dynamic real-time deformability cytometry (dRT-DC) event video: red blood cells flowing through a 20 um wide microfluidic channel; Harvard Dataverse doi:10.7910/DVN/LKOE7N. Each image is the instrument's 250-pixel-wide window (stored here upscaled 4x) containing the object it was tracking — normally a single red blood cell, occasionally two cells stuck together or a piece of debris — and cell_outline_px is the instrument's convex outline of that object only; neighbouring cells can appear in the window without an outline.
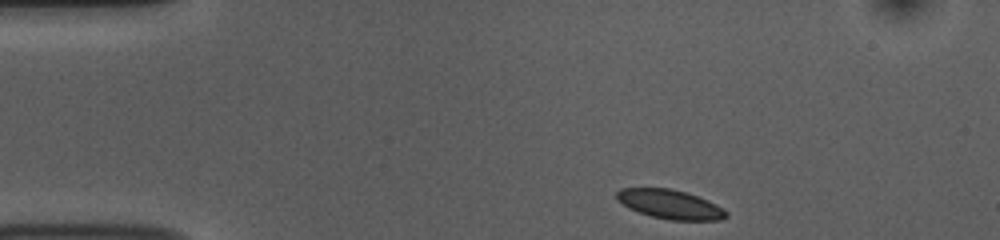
{"species": "common noctule bat (a hibernating species)", "species_latin": "Nyctalus noctula", "temperature_condition": "room temperature", "stored_images_in_passage": 45, "camera_frame_rate_fps": 3000, "um_per_image_px": 0.085, "animal": {"sex": "female", "body_mass_g": 10.0, "forearm_length_mm": 53.1}, "frame": {"image": 1, "passage_image": 1, "time_ms": 0.0, "image_size_px": [1000, 240], "cell_outline_px": [[728, 216], [720, 220], [672, 220], [652, 216], [628, 208], [616, 200], [616, 192], [620, 188], [672, 188], [688, 192], [708, 200], [724, 208], [728, 212]], "centroid_in_image_um": [56.97, 17.35], "position_along_channel_um": 28.0, "area_um2": 18.79}}
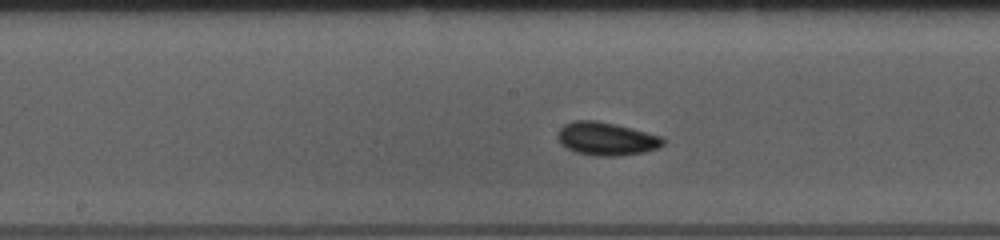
{"frame": {"image": 2, "passage_image": 19, "time_ms": 6.0, "image_size_px": [1000, 240], "cell_outline_px": [[664, 144], [660, 148], [644, 152], [616, 156], [596, 156], [576, 152], [560, 144], [556, 136], [560, 128], [564, 124], [572, 120], [596, 120], [616, 124], [664, 136]], "centroid_in_image_um": [51.55, 11.79], "position_along_channel_um": 196.6, "area_um2": 20.63}}
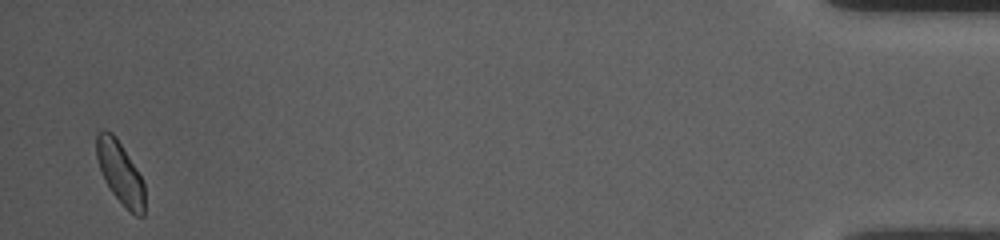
{"frame": {"image": 3, "passage_image": 44, "time_ms": 14.333, "image_size_px": [1000, 240], "cell_outline_px": [[144, 216], [136, 216], [112, 192], [104, 180], [96, 156], [96, 132], [104, 128], [112, 132], [116, 136], [136, 168], [144, 184]], "centroid_in_image_um": [10.19, 14.61], "position_along_channel_um": 425.0, "area_um2": 17.28}, "authors_computed_cell_mechanics": {"area_um2": 18.6694, "velocity_mm_per_s": 3.7529, "shape_relaxation_time_tau1_ms": null, "shape_relaxation_time_tau2_ms": 1.7459, "deformation_change_tau1": null, "deformation_change_tau2": 0.0337}}